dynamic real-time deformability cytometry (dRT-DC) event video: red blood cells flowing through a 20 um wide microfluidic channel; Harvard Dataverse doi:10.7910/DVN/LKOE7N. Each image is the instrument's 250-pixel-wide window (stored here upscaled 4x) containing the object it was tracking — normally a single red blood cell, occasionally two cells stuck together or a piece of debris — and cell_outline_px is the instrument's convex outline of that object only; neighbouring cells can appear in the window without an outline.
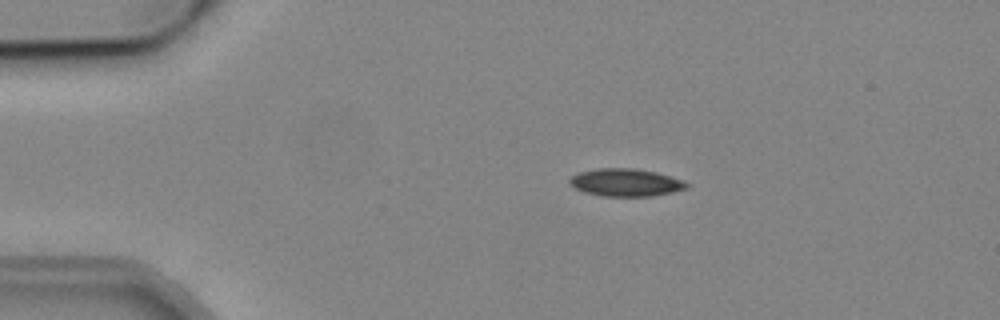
{"species": "common noctule bat (a hibernating species)", "species_latin": "Nyctalus noctula", "temperature_condition": "cold", "stored_images_in_passage": 5, "camera_frame_rate_fps": 3000, "um_per_image_px": 0.085, "animal": {"sex": "male", "body_mass_g": 19.2, "forearm_length_mm": 51.8}, "frame": {"image": 1, "passage_image": 2, "time_ms": 1.0, "image_size_px": [1000, 320], "cell_outline_px": [[692, 184], [688, 188], [672, 192], [652, 196], [600, 196], [584, 192], [568, 184], [568, 180], [572, 176], [580, 172], [596, 168], [636, 168], [656, 172], [684, 180]], "centroid_in_image_um": [53.21, 15.51], "position_along_channel_um": 31.8, "area_um2": 19.07}}
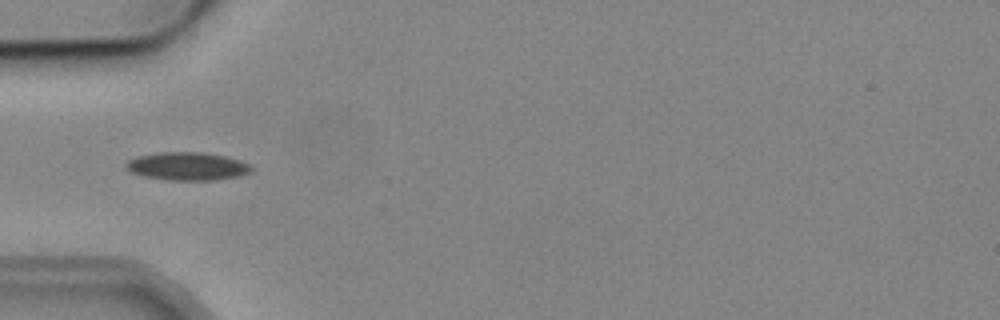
{"frame": {"image": 2, "passage_image": 4, "time_ms": 3.333, "image_size_px": [1000, 320], "cell_outline_px": [[252, 168], [248, 172], [240, 176], [216, 180], [168, 180], [144, 176], [132, 172], [124, 164], [128, 160], [136, 156], [160, 152], [204, 152], [224, 156], [240, 160], [252, 164]], "centroid_in_image_um": [15.94, 14.12], "position_along_channel_um": 69.1, "area_um2": 20.52}}